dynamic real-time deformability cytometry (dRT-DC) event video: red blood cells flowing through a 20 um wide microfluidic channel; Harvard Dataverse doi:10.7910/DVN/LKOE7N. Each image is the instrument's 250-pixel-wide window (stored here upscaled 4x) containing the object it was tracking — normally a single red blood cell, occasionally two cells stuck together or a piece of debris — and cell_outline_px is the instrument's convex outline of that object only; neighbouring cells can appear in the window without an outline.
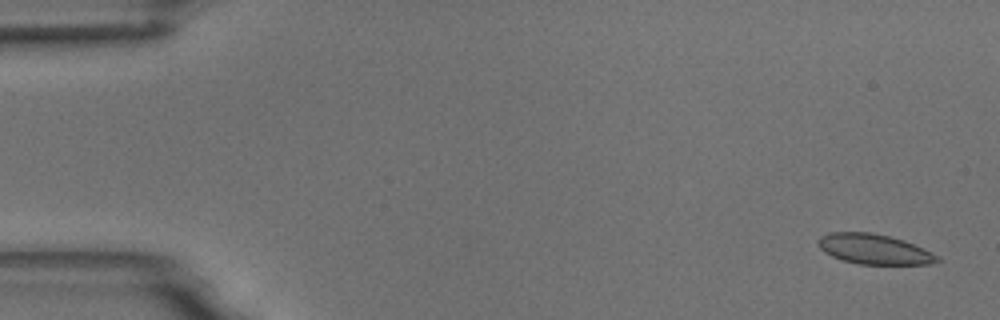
{"species": "common noctule bat (a hibernating species)", "species_latin": "Nyctalus noctula", "temperature_condition": "room temperature", "stored_images_in_passage": 6, "camera_frame_rate_fps": 3000, "um_per_image_px": 0.085, "animal": {"sex": "male", "body_mass_g": 18.8}, "frame": {"image": 1, "passage_image": 1, "time_ms": 0.0, "image_size_px": [1000, 320], "cell_outline_px": [[944, 260], [936, 264], [860, 264], [840, 260], [824, 252], [820, 248], [816, 240], [820, 236], [832, 232], [872, 232], [904, 240], [932, 252], [940, 256]], "centroid_in_image_um": [74.34, 21.19], "position_along_channel_um": 10.7, "area_um2": 21.15}}
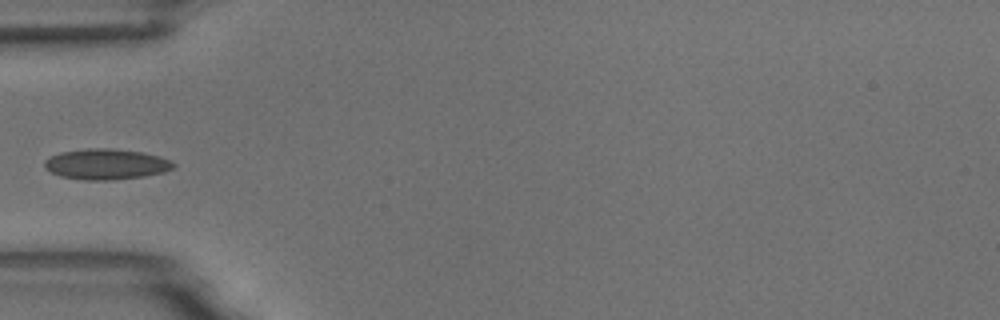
{"frame": {"image": 2, "passage_image": 5, "time_ms": 5.333, "image_size_px": [1000, 320], "cell_outline_px": [[176, 164], [172, 168], [164, 172], [144, 176], [112, 180], [84, 180], [60, 176], [44, 168], [44, 160], [60, 152], [88, 148], [112, 148], [140, 152], [160, 156], [172, 160]], "centroid_in_image_um": [9.03, 13.95], "position_along_channel_um": 76.0, "area_um2": 23.06}}